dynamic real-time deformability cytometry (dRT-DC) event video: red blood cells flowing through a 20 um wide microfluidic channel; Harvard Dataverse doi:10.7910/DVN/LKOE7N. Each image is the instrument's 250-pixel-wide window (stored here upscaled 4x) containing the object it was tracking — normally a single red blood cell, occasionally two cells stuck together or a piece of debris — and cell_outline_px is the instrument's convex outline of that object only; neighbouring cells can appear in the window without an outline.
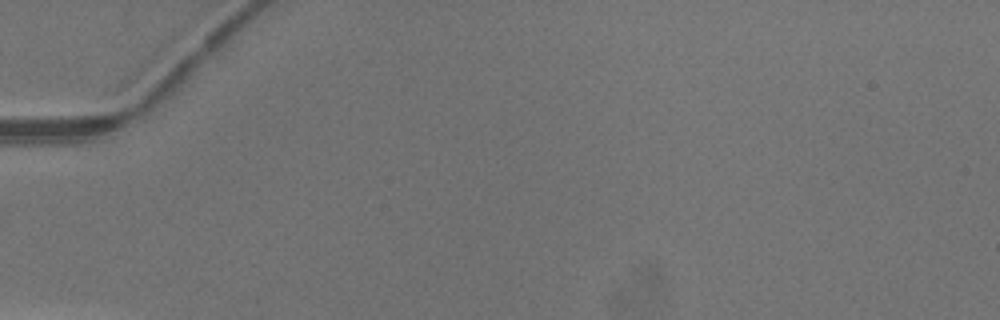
{"species": "common noctule bat (a hibernating species)", "species_latin": "Nyctalus noctula", "temperature_condition": "warm", "stored_images_in_passage": 2, "camera_frame_rate_fps": 3000, "um_per_image_px": 0.085, "animal": {"sex": "female"}, "frame": {"image": 1, "passage_image": 1, "time_ms": 0.0, "image_size_px": [1000, 320], "cell_outline_px": [[248, 48], [192, 112], [160, 128], [148, 132], [164, 104], [224, 48], [244, 40], [248, 40]], "centroid_in_image_um": [16.94, 7.29], "position_along_channel_um": 68.1, "area_um2": 17.28}}